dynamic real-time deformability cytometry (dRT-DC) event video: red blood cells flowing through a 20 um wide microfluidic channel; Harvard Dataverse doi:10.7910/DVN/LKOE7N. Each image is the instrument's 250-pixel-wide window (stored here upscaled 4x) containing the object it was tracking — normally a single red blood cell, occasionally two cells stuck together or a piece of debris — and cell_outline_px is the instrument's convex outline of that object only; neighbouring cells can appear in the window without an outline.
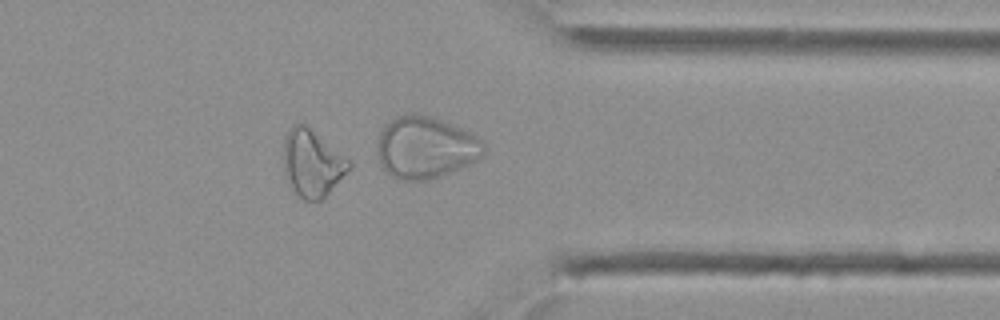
{"species": "Egyptian fruit bat (a non-hibernating species)", "species_latin": "Rousettus aegyptiacus", "temperature_condition": "cold", "stored_images_in_passage": 30, "camera_frame_rate_fps": 3000, "um_per_image_px": 0.085, "animal": {"sex": "female"}, "frame": {"image": 1, "passage_image": 22, "time_ms": 7.0, "image_size_px": [1000, 320], "cell_outline_px": [[352, 164], [328, 192], [320, 200], [304, 200], [292, 188], [284, 176], [284, 136], [292, 124], [304, 124], [348, 160]], "centroid_in_image_um": [26.46, 13.87], "position_along_channel_um": 384.9, "area_um2": 24.57}}